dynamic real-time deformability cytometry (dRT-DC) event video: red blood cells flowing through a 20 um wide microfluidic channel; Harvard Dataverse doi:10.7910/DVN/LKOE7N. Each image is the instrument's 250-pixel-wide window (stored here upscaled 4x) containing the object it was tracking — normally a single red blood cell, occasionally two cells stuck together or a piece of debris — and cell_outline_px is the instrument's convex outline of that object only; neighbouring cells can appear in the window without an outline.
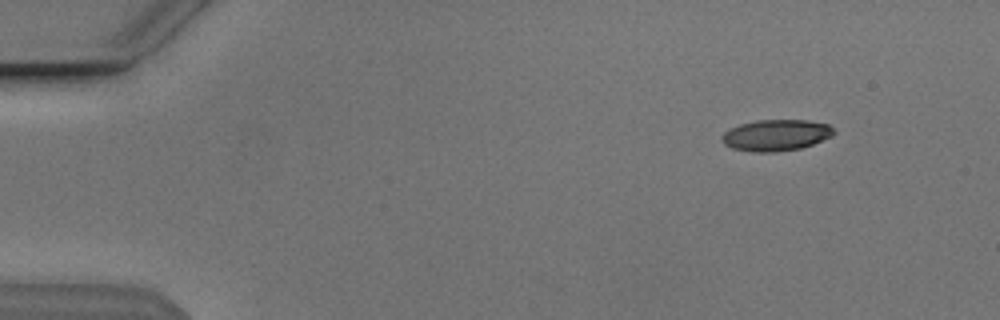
{"species": "Egyptian fruit bat (a non-hibernating species)", "species_latin": "Rousettus aegyptiacus", "temperature_condition": "cold", "stored_images_in_passage": 50, "camera_frame_rate_fps": 3000, "um_per_image_px": 0.085, "animal": {"sex": "male"}, "frame": {"image": 1, "passage_image": 2, "time_ms": 0.333, "image_size_px": [1000, 320], "cell_outline_px": [[836, 132], [832, 136], [812, 144], [800, 148], [776, 152], [752, 152], [732, 148], [724, 144], [720, 140], [720, 136], [724, 132], [740, 124], [756, 120], [808, 120], [828, 124]], "centroid_in_image_um": [65.94, 11.49], "position_along_channel_um": 19.1, "area_um2": 20.46}}
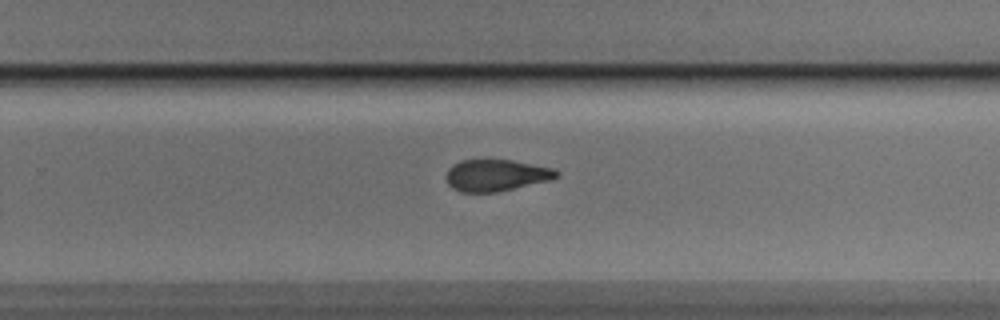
{"frame": {"image": 2, "passage_image": 31, "time_ms": 10.0, "image_size_px": [1000, 320], "cell_outline_px": [[556, 176], [548, 180], [496, 192], [460, 192], [452, 188], [448, 184], [444, 176], [448, 168], [452, 164], [460, 160], [512, 160], [552, 168], [556, 172]], "centroid_in_image_um": [42.05, 14.89], "position_along_channel_um": 287.7, "area_um2": 20.11}}
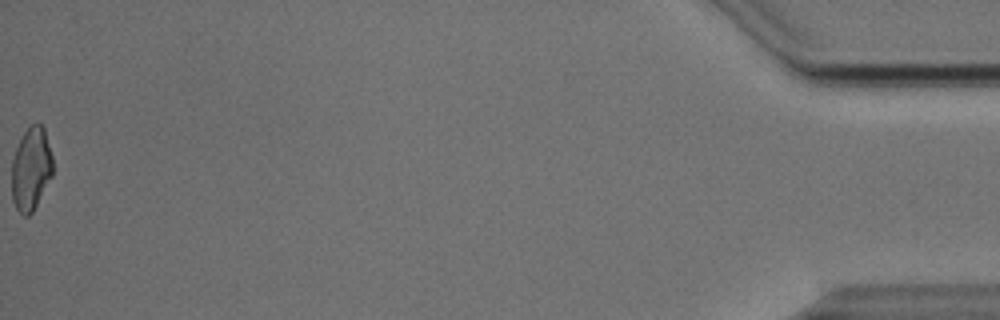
{"frame": {"image": 3, "passage_image": 50, "time_ms": 16.333, "image_size_px": [1000, 320], "cell_outline_px": [[52, 176], [32, 212], [28, 216], [24, 216], [16, 208], [12, 200], [12, 160], [16, 148], [24, 132], [32, 124], [40, 124], [44, 128], [52, 156]], "centroid_in_image_um": [2.63, 14.37], "position_along_channel_um": 432.6, "area_um2": 19.65}, "authors_computed_cell_mechanics": {"area_um2": 20.9236, "velocity_mm_per_s": 3.8545, "shape_relaxation_time_tau1_ms": 6.9433, "shape_relaxation_time_tau2_ms": 3.5031, "deformation_change_tau1": 0.1713, "deformation_change_tau2": 0.1107}}